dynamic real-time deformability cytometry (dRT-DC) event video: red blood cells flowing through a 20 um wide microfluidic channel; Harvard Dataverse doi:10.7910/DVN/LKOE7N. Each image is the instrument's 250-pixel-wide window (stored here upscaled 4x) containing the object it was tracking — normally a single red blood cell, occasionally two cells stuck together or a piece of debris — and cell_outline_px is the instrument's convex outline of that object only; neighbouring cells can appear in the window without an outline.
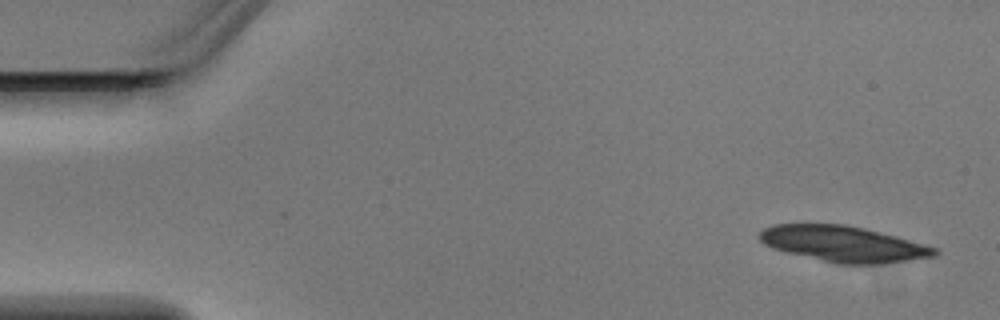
{"species": "Egyptian fruit bat (a non-hibernating species)", "species_latin": "Rousettus aegyptiacus", "temperature_condition": "warm", "stored_images_in_passage": 5, "segment_of_instrument_passage": [1, 2], "camera_frame_rate_fps": 3000, "um_per_image_px": 0.085, "animal": {"sex": "male"}, "frame": {"image": 1, "passage_image": 1, "time_ms": 0.0, "image_size_px": [1000, 320], "cell_outline_px": [[940, 252], [936, 256], [880, 264], [836, 264], [772, 248], [764, 244], [760, 240], [760, 232], [764, 228], [772, 224], [848, 224], [896, 236], [940, 248]], "centroid_in_image_um": [71.73, 20.73], "position_along_channel_um": 13.3, "area_um2": 36.65}}